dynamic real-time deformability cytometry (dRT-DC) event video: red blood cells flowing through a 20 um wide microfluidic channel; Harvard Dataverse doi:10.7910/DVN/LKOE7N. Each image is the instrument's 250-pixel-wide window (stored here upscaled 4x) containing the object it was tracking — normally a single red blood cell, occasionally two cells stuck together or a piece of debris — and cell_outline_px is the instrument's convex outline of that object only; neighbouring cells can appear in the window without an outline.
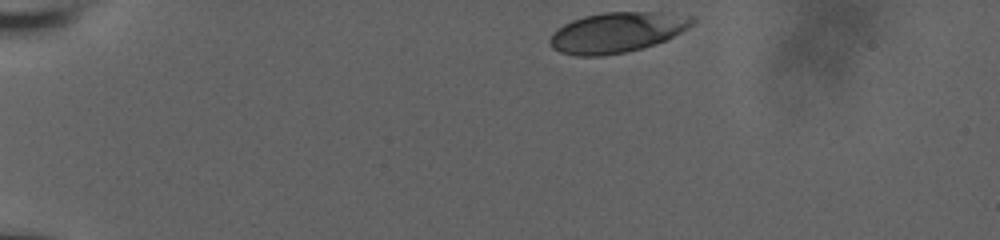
{"species": "human", "species_latin": "Homo sapiens", "temperature_condition": "room temperature", "stored_images_in_passage": 37, "camera_frame_rate_fps": 3000, "um_per_image_px": 0.085, "donor": {"sex": "male"}, "frame": {"image": 1, "passage_image": 1, "time_ms": 0.0, "image_size_px": [1000, 240], "cell_outline_px": [[696, 20], [688, 28], [656, 44], [628, 52], [604, 56], [576, 56], [560, 52], [552, 48], [548, 44], [548, 40], [552, 32], [556, 28], [572, 20], [584, 16], [604, 12], [660, 12], [696, 16]], "centroid_in_image_um": [52.41, 2.75], "position_along_channel_um": 32.6, "area_um2": 33.81}}
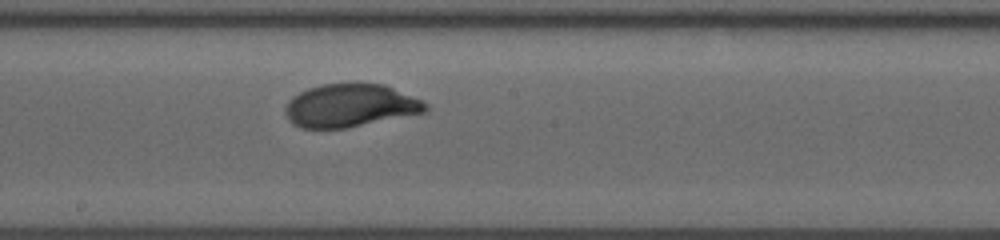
{"frame": {"image": 2, "passage_image": 22, "time_ms": 7.0, "image_size_px": [1000, 240], "cell_outline_px": [[428, 108], [424, 112], [344, 128], [300, 128], [292, 124], [288, 120], [284, 112], [284, 108], [288, 100], [292, 96], [308, 88], [324, 84], [356, 80], [384, 84], [420, 100], [428, 104]], "centroid_in_image_um": [29.7, 8.93], "position_along_channel_um": 218.5, "area_um2": 35.6}}
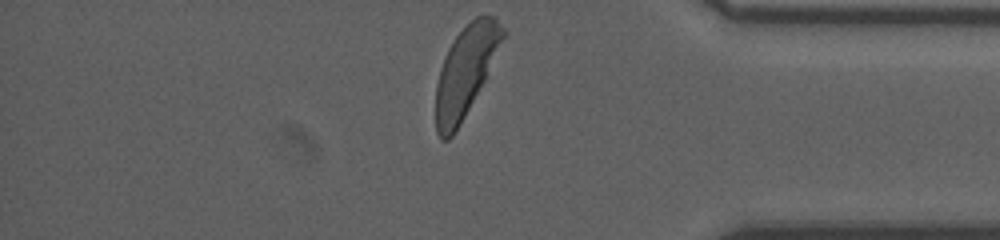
{"frame": {"image": 3, "passage_image": 37, "time_ms": 12.0, "image_size_px": [1000, 240], "cell_outline_px": [[508, 32], [484, 80], [460, 124], [452, 136], [448, 140], [440, 140], [436, 132], [436, 84], [440, 68], [444, 56], [448, 48], [456, 36], [476, 16], [496, 16]], "centroid_in_image_um": [39.58, 6.04], "position_along_channel_um": 395.6, "area_um2": 34.85}, "authors_computed_cell_mechanics": {"area_um2": 35.0268, "velocity_mm_per_s": 3.8852, "shape_relaxation_time_tau1_ms": 3.4401, "shape_relaxation_time_tau2_ms": null, "deformation_change_tau1": 0.1776, "deformation_change_tau2": null}}